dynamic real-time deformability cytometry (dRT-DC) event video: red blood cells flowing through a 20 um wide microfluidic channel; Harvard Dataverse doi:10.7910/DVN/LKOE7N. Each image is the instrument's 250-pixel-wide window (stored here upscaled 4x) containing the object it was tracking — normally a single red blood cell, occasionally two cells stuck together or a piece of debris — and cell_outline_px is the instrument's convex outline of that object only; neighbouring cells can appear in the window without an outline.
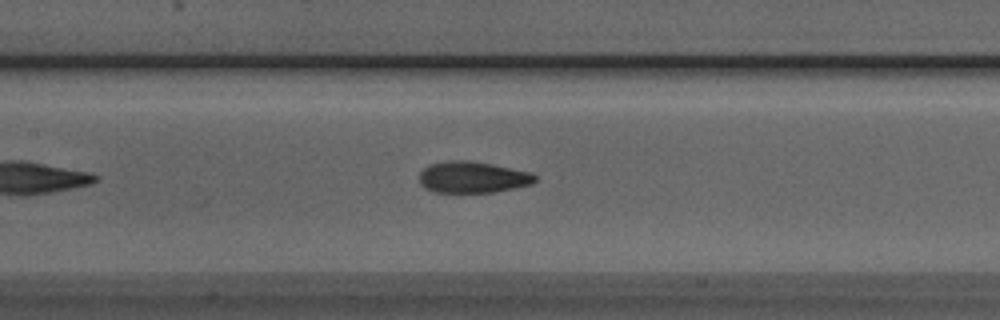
{"species": "Egyptian fruit bat (a non-hibernating species)", "species_latin": "Rousettus aegyptiacus", "temperature_condition": "room temperature", "stored_images_in_passage": 35, "camera_frame_rate_fps": 3000, "um_per_image_px": 0.085, "animal": {"sex": "male"}, "frame": {"image": 1, "passage_image": 13, "time_ms": 4.0, "image_size_px": [1000, 320], "cell_outline_px": [[536, 180], [532, 184], [492, 192], [432, 192], [424, 188], [420, 184], [420, 172], [428, 164], [448, 160], [468, 160], [492, 164], [532, 172], [536, 176]], "centroid_in_image_um": [40.15, 15.05], "position_along_channel_um": 167.3, "area_um2": 21.27}}
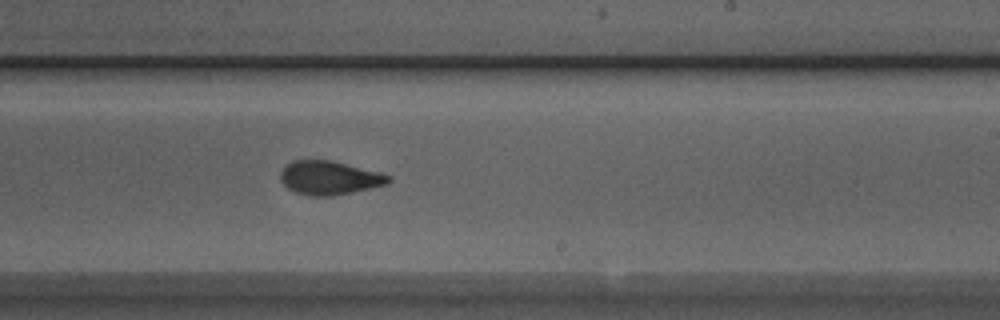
{"frame": {"image": 2, "passage_image": 20, "time_ms": 6.333, "image_size_px": [1000, 320], "cell_outline_px": [[392, 180], [388, 184], [372, 188], [332, 196], [308, 196], [296, 192], [288, 188], [280, 180], [280, 172], [292, 160], [332, 160], [380, 172], [392, 176]], "centroid_in_image_um": [28.03, 15.12], "position_along_channel_um": 261.0, "area_um2": 21.39}}
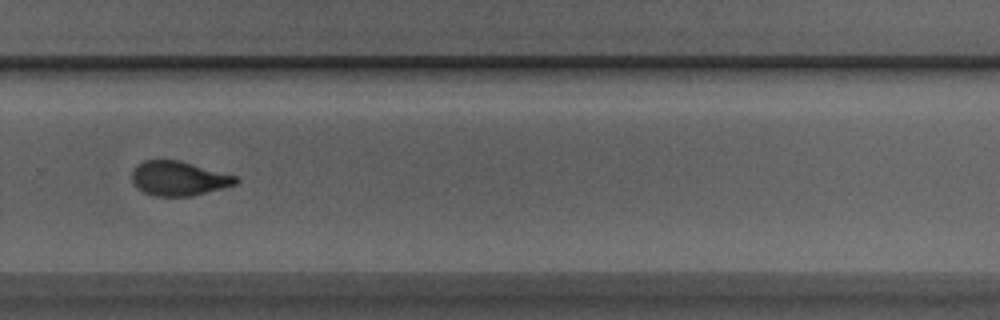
{"frame": {"image": 3, "passage_image": 24, "time_ms": 7.667, "image_size_px": [1000, 320], "cell_outline_px": [[240, 180], [236, 184], [192, 196], [156, 196], [144, 192], [136, 188], [132, 180], [132, 172], [136, 164], [144, 160], [180, 160], [236, 176]], "centroid_in_image_um": [15.16, 15.16], "position_along_channel_um": 314.6, "area_um2": 20.81}}